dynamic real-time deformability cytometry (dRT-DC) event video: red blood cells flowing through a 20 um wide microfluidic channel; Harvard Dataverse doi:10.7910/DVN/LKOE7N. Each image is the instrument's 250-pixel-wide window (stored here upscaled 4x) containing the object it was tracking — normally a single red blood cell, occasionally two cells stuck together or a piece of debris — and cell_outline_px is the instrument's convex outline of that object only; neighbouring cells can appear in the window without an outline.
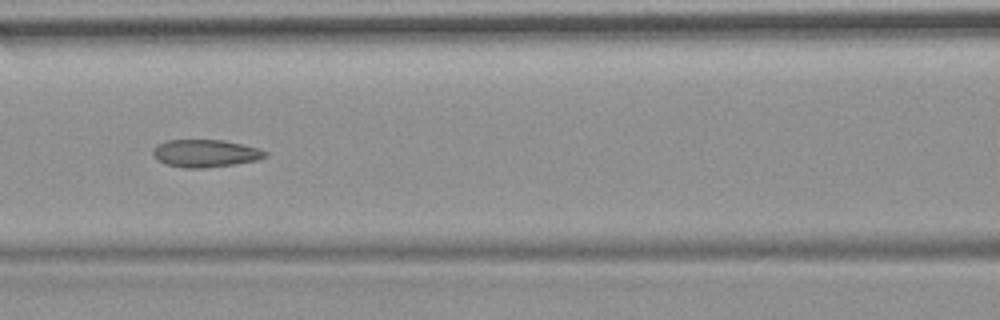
{"species": "common noctule bat (a hibernating species)", "species_latin": "Nyctalus noctula", "temperature_condition": "room temperature", "stored_images_in_passage": 54, "camera_frame_rate_fps": 3000, "um_per_image_px": 0.085, "animal": {"sex": "female", "body_mass_g": 19.9}, "frame": {"image": 1, "passage_image": 24, "time_ms": 7.667, "image_size_px": [1000, 320], "cell_outline_px": [[268, 156], [256, 160], [236, 164], [208, 168], [184, 168], [164, 164], [156, 160], [152, 156], [152, 148], [156, 144], [168, 140], [224, 140], [260, 148], [268, 152]], "centroid_in_image_um": [17.43, 13.04], "position_along_channel_um": 149.2, "area_um2": 18.44}, "authors_computed_cell_mechanics": {"area_um2": 19.1029, "velocity_mm_per_s": 3.6918, "shape_relaxation_time_tau1_ms": null, "shape_relaxation_time_tau2_ms": 2.7247, "deformation_change_tau1": null, "deformation_change_tau2": 0.0717}}